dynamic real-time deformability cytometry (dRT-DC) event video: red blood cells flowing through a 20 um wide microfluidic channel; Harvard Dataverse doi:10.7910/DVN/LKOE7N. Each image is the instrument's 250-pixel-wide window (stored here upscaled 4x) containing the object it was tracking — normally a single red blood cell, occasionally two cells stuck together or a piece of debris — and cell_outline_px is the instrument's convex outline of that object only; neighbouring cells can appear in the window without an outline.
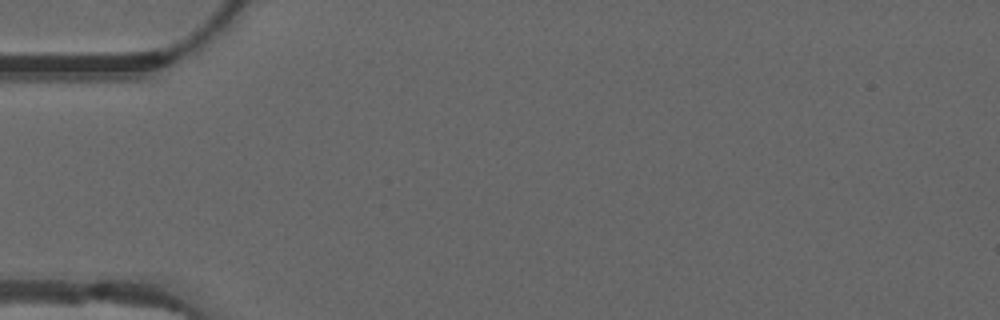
{"species": "common noctule bat (a hibernating species)", "species_latin": "Nyctalus noctula", "temperature_condition": "warm", "stored_images_in_passage": 2, "camera_frame_rate_fps": 3000, "um_per_image_px": 0.085, "animal": {"sex": "male", "forearm_length_mm": 52.5}, "frame": {"image": 1, "passage_image": 1, "time_ms": 0.0, "image_size_px": [1000, 320], "cell_outline_px": [[184, 52], [172, 64], [160, 68], [112, 80], [64, 80], [60, 68]], "centroid_in_image_um": [10.04, 5.79], "position_along_channel_um": 75.0, "area_um2": 12.54}}